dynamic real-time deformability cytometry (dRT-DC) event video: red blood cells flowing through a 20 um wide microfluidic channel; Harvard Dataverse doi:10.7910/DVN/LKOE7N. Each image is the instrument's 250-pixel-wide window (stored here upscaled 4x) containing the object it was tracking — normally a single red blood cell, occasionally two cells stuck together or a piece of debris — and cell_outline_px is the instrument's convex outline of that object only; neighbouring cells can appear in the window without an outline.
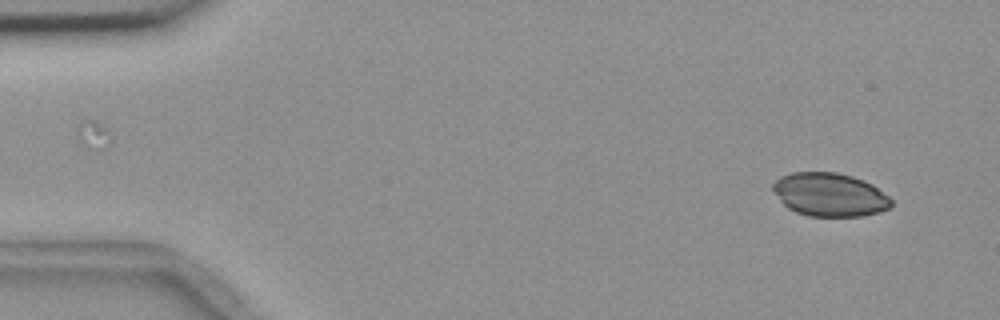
{"species": "common noctule bat (a hibernating species)", "species_latin": "Nyctalus noctula", "temperature_condition": "room temperature", "stored_images_in_passage": 3, "camera_frame_rate_fps": 3000, "um_per_image_px": 0.085, "animal": {"sex": "female", "body_mass_g": 18.4}, "frame": {"image": 1, "passage_image": 3, "time_ms": 2.333, "image_size_px": [1000, 320], "cell_outline_px": [[892, 208], [880, 212], [860, 216], [808, 216], [796, 212], [788, 208], [780, 200], [772, 188], [772, 184], [780, 176], [792, 172], [836, 172], [852, 176], [864, 180], [872, 184], [888, 196], [892, 200]], "centroid_in_image_um": [70.54, 16.54], "position_along_channel_um": 14.5, "area_um2": 30.06}}